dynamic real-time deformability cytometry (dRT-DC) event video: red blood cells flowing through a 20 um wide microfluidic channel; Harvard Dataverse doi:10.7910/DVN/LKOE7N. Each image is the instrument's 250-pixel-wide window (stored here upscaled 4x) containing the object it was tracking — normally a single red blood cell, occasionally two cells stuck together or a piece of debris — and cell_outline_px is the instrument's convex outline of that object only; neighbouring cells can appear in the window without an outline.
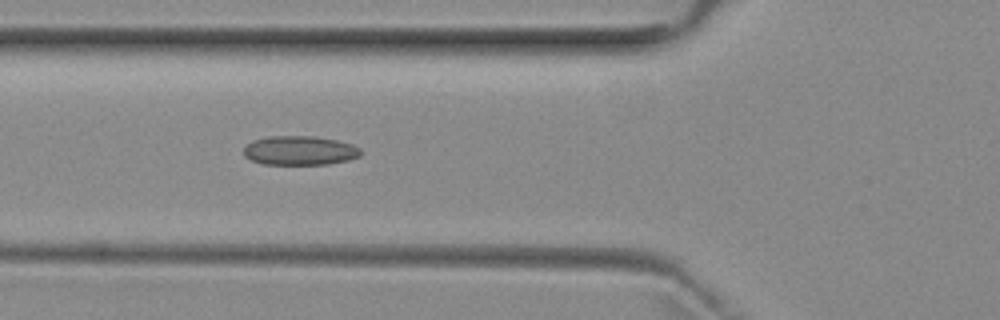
{"species": "common noctule bat (a hibernating species)", "species_latin": "Nyctalus noctula", "temperature_condition": "room temperature", "stored_images_in_passage": 7, "camera_frame_rate_fps": 3000, "um_per_image_px": 0.085, "animal": {"sex": "female", "body_mass_g": 29.2, "forearm_length_mm": 56.3}, "frame": {"image": 1, "passage_image": 5, "time_ms": 5.333, "image_size_px": [1000, 320], "cell_outline_px": [[360, 156], [348, 160], [328, 164], [264, 164], [252, 160], [244, 156], [244, 148], [252, 140], [268, 136], [316, 136], [336, 140], [352, 144], [360, 148]], "centroid_in_image_um": [25.48, 12.79], "position_along_channel_um": 100.3, "area_um2": 19.88}}
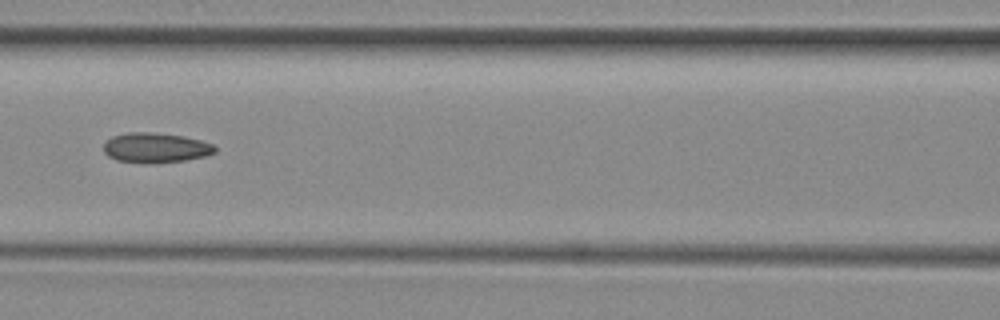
{"frame": {"image": 2, "passage_image": 6, "time_ms": 6.667, "image_size_px": [1000, 320], "cell_outline_px": [[216, 152], [204, 156], [184, 160], [156, 164], [144, 164], [116, 160], [108, 156], [104, 152], [104, 144], [112, 136], [128, 132], [152, 132], [184, 136], [200, 140], [212, 144], [216, 148]], "centroid_in_image_um": [13.21, 12.57], "position_along_channel_um": 153.4, "area_um2": 19.59}}
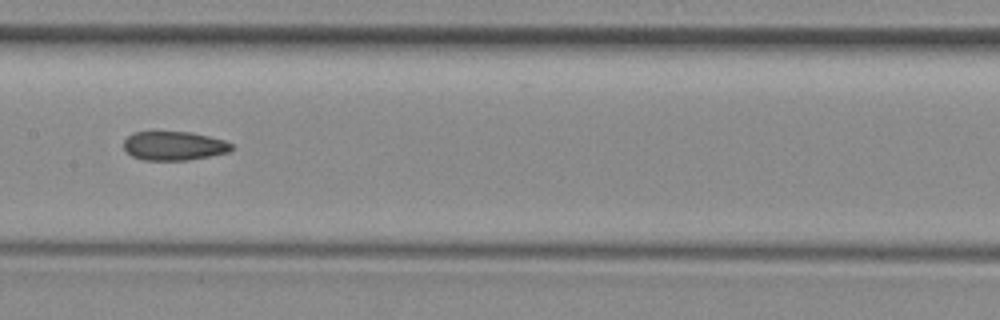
{"frame": {"image": 3, "passage_image": 7, "time_ms": 7.667, "image_size_px": [1000, 320], "cell_outline_px": [[232, 148], [228, 152], [188, 160], [144, 160], [132, 156], [124, 148], [124, 140], [132, 132], [192, 132], [224, 140], [232, 144]], "centroid_in_image_um": [14.77, 12.39], "position_along_channel_um": 192.6, "area_um2": 18.03}}